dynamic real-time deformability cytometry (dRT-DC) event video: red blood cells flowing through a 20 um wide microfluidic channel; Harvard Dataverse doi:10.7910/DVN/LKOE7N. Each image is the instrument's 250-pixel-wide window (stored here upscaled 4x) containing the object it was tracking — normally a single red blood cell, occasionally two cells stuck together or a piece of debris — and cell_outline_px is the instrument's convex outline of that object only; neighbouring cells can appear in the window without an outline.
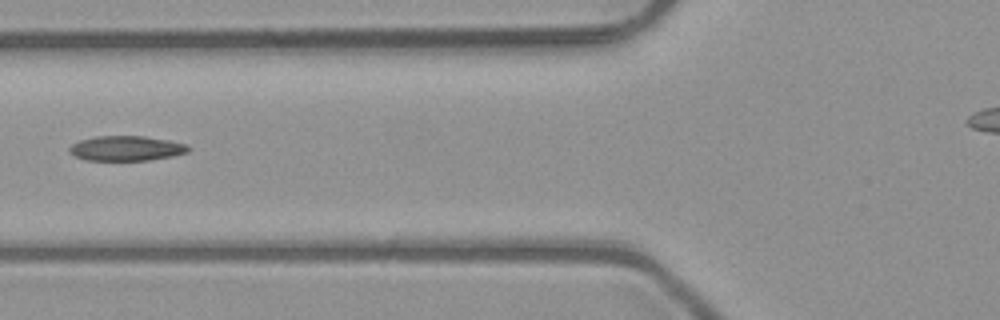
{"species": "common noctule bat (a hibernating species)", "species_latin": "Nyctalus noctula", "temperature_condition": "room temperature", "stored_images_in_passage": 5, "camera_frame_rate_fps": 3000, "um_per_image_px": 0.085, "animal": {"sex": "male", "body_mass_g": 23.1, "forearm_length_mm": 52.7}, "frame": {"image": 1, "passage_image": 5, "time_ms": 1.333, "image_size_px": [1000, 320], "cell_outline_px": [[192, 148], [188, 152], [172, 156], [148, 160], [84, 160], [68, 152], [68, 148], [72, 144], [80, 140], [96, 136], [144, 136], [168, 140], [188, 144]], "centroid_in_image_um": [10.75, 12.6], "position_along_channel_um": 115.1, "area_um2": 17.34}}